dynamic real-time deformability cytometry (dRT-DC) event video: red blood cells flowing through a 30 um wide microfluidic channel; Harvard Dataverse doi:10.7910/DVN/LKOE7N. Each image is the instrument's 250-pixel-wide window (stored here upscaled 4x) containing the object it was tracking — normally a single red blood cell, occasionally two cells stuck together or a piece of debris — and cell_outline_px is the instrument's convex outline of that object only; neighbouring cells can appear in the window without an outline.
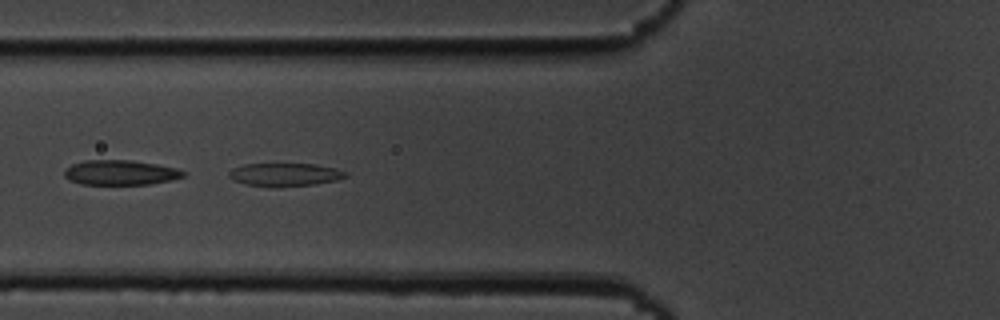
{"species": "common noctule bat (a hibernating species)", "species_latin": "Nyctalus noctula", "temperature_condition": "cold", "stored_images_in_passage": 40, "camera_frame_rate_fps": 3000, "um_per_image_px": 0.085, "animal": {"sex": "male", "body_mass_g": 19.5, "forearm_length_mm": 54.6}, "frame": {"image": 1, "passage_image": 7, "time_ms": 2.0, "image_size_px": [1000, 320], "cell_outline_px": [[348, 176], [336, 180], [316, 184], [280, 188], [268, 188], [244, 184], [232, 180], [228, 176], [228, 172], [232, 168], [244, 164], [316, 164], [336, 168], [348, 172]], "centroid_in_image_um": [24.19, 14.86], "position_along_channel_um": 101.6, "area_um2": 16.24}, "authors_computed_cell_mechanics": {"area_um2": 16.1551, "velocity_mm_per_s": 3.6514, "shape_relaxation_time_tau1_ms": null, "shape_relaxation_time_tau2_ms": 2.9808, "deformation_change_tau1": null, "deformation_change_tau2": 0.0964}}